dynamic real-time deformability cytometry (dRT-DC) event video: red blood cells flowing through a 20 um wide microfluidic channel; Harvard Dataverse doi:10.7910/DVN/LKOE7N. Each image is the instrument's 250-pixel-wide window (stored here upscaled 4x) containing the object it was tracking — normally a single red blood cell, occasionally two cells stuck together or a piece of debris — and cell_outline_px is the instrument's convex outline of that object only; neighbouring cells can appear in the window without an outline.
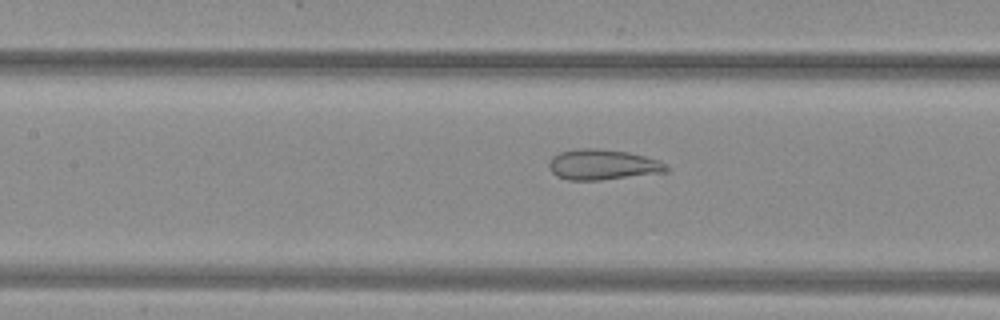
{"species": "common noctule bat (a hibernating species)", "species_latin": "Nyctalus noctula", "temperature_condition": "warm", "stored_images_in_passage": 45, "camera_frame_rate_fps": 3000, "um_per_image_px": 0.085, "animal": {"sex": "female", "body_mass_g": 29.2, "forearm_length_mm": 56.3}, "frame": {"image": 1, "passage_image": 25, "time_ms": 8.0, "image_size_px": [1000, 320], "cell_outline_px": [[672, 168], [668, 172], [600, 180], [568, 180], [556, 176], [552, 172], [548, 164], [552, 156], [560, 152], [576, 148], [600, 148], [628, 152], [660, 160]], "centroid_in_image_um": [51.26, 13.99], "position_along_channel_um": 156.1, "area_um2": 21.15}}
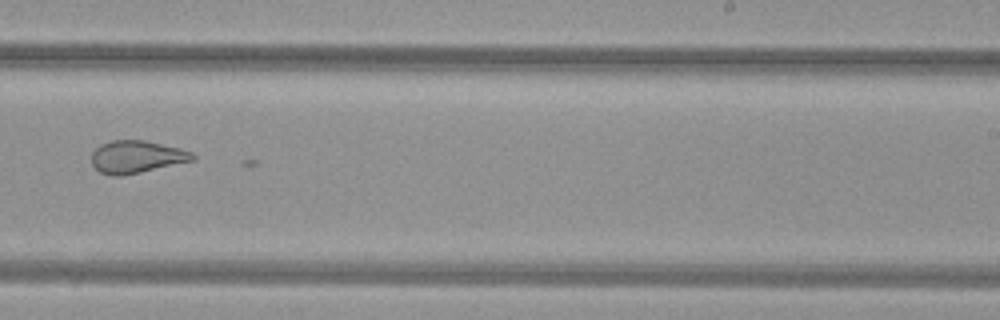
{"frame": {"image": 2, "passage_image": 34, "time_ms": 11.0, "image_size_px": [1000, 320], "cell_outline_px": [[196, 160], [140, 172], [120, 176], [112, 176], [100, 172], [92, 164], [92, 152], [100, 144], [112, 140], [144, 140], [180, 148], [192, 152], [196, 156]], "centroid_in_image_um": [11.62, 13.33], "position_along_channel_um": 277.4, "area_um2": 19.13}}
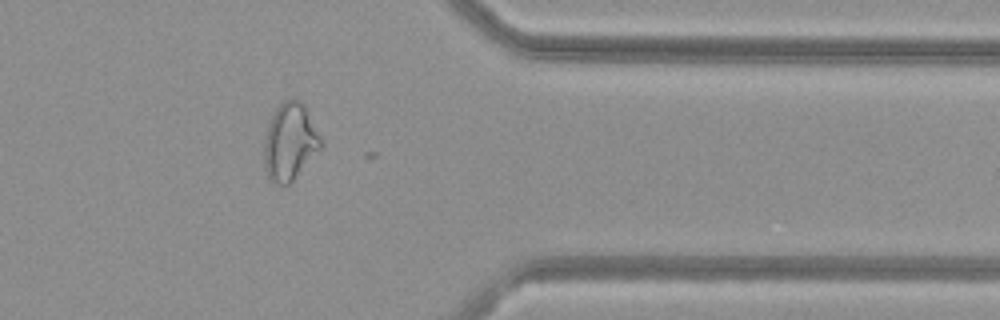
{"frame": {"image": 3, "passage_image": 43, "time_ms": 14.0, "image_size_px": [1000, 320], "cell_outline_px": [[324, 144], [292, 180], [288, 184], [280, 184], [268, 180], [264, 168], [264, 140], [268, 124], [276, 108], [284, 100], [300, 100], [304, 104]], "centroid_in_image_um": [24.62, 12.05], "position_along_channel_um": 386.8, "area_um2": 25.2}}